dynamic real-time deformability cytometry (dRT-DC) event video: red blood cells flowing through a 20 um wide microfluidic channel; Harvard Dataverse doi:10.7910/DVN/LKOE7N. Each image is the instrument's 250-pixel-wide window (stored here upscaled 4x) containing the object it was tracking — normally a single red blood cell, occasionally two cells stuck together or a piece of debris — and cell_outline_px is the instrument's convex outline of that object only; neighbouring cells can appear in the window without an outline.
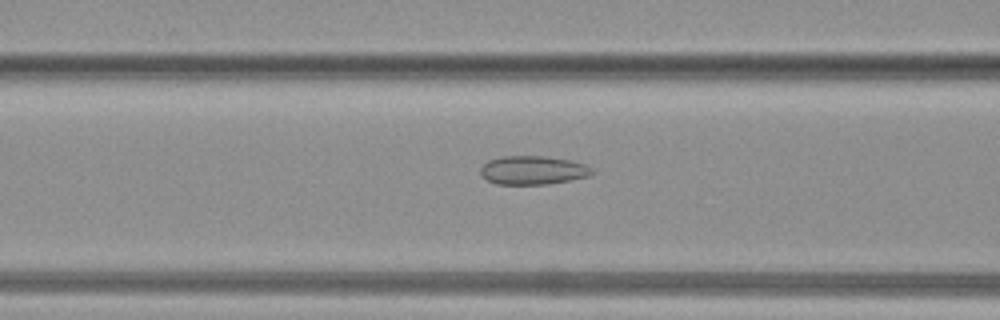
{"species": "common noctule bat (a hibernating species)", "species_latin": "Nyctalus noctula", "temperature_condition": "warm", "stored_images_in_passage": 37, "camera_frame_rate_fps": 3000, "um_per_image_px": 0.085, "animal": {"sex": "female", "body_mass_g": 19.3, "forearm_length_mm": 54.1}, "frame": {"image": 1, "passage_image": 15, "time_ms": 4.667, "image_size_px": [1000, 320], "cell_outline_px": [[596, 172], [588, 176], [548, 184], [496, 184], [488, 180], [480, 172], [480, 168], [488, 160], [504, 156], [544, 156], [572, 160], [584, 164], [592, 168]], "centroid_in_image_um": [45.32, 14.46], "position_along_channel_um": 121.3, "area_um2": 18.55}}
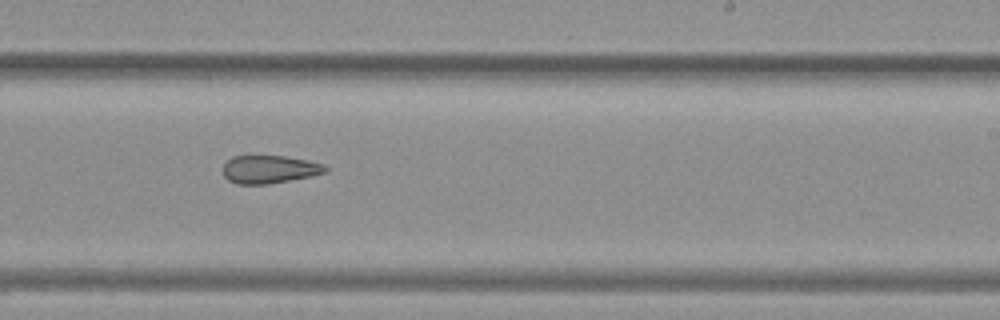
{"frame": {"image": 2, "passage_image": 23, "time_ms": 7.333, "image_size_px": [1000, 320], "cell_outline_px": [[328, 172], [312, 176], [268, 184], [236, 184], [228, 180], [224, 176], [224, 164], [232, 156], [284, 156], [308, 160], [324, 164], [328, 168]], "centroid_in_image_um": [22.93, 14.39], "position_along_channel_um": 266.1, "area_um2": 16.76}}
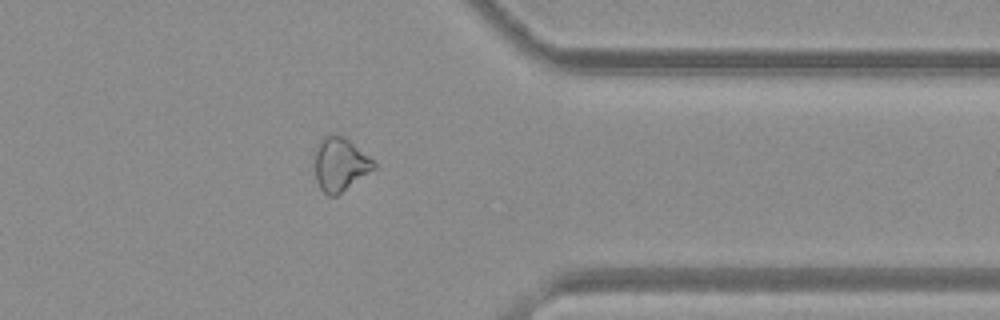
{"frame": {"image": 3, "passage_image": 30, "time_ms": 9.667, "image_size_px": [1000, 320], "cell_outline_px": [[376, 168], [336, 196], [328, 196], [320, 188], [316, 180], [312, 156], [312, 152], [316, 144], [324, 136], [332, 132], [336, 132], [344, 136], [368, 156], [376, 164]], "centroid_in_image_um": [28.83, 13.92], "position_along_channel_um": 382.6, "area_um2": 18.96}}